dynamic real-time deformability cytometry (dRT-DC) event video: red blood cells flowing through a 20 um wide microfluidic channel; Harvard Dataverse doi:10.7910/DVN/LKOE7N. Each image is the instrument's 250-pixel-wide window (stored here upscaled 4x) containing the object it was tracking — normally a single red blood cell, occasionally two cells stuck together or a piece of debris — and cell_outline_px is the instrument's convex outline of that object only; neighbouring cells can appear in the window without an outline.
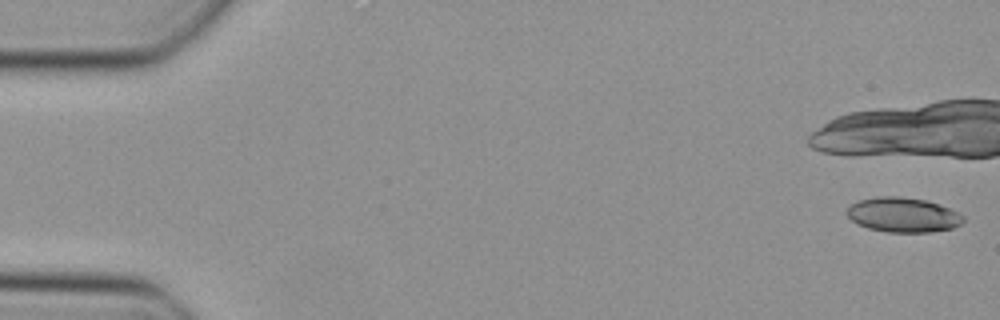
{"species": "Egyptian fruit bat (a non-hibernating species)", "species_latin": "Rousettus aegyptiacus", "temperature_condition": "cold", "stored_images_in_passage": 16, "camera_frame_rate_fps": 3000, "um_per_image_px": 0.085, "animal": {"sex": "female"}, "frame": {"image": 1, "passage_image": 1, "time_ms": 0.0, "image_size_px": [1000, 320], "cell_outline_px": [[964, 220], [960, 224], [952, 228], [932, 232], [888, 232], [868, 228], [856, 224], [844, 212], [852, 204], [860, 200], [880, 196], [896, 196], [928, 200], [960, 212], [964, 216]], "centroid_in_image_um": [76.77, 18.26], "position_along_channel_um": 8.2, "area_um2": 23.64}}